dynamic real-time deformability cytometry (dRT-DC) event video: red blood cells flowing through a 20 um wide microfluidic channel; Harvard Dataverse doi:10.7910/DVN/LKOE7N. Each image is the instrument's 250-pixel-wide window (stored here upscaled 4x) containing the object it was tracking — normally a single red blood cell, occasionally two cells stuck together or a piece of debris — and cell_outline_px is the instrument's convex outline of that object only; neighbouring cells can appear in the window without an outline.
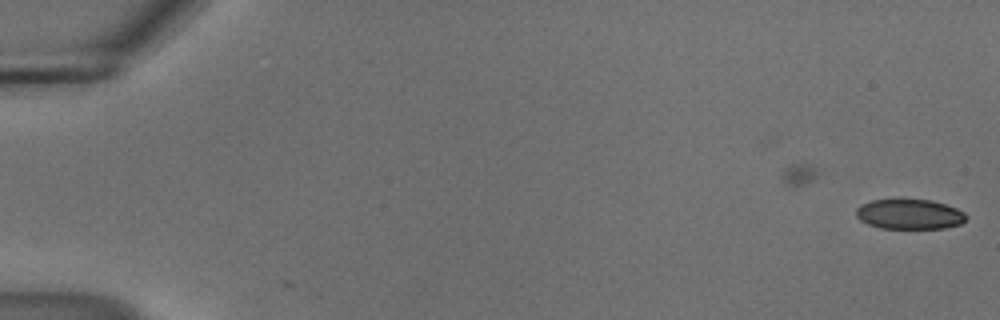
{"species": "common noctule bat (a hibernating species)", "species_latin": "Nyctalus noctula", "temperature_condition": "cold", "stored_images_in_passage": 7, "camera_frame_rate_fps": 3000, "um_per_image_px": 0.085, "animal": {"sex": "male", "body_mass_g": 18.8}, "frame": {"image": 1, "passage_image": 7, "time_ms": 2.0, "image_size_px": [1000, 320], "cell_outline_px": [[968, 216], [960, 224], [944, 228], [880, 228], [868, 224], [860, 220], [856, 216], [856, 208], [860, 204], [872, 200], [928, 200], [944, 204], [956, 208], [964, 212]], "centroid_in_image_um": [77.28, 18.21], "position_along_channel_um": 7.7, "area_um2": 19.07}}